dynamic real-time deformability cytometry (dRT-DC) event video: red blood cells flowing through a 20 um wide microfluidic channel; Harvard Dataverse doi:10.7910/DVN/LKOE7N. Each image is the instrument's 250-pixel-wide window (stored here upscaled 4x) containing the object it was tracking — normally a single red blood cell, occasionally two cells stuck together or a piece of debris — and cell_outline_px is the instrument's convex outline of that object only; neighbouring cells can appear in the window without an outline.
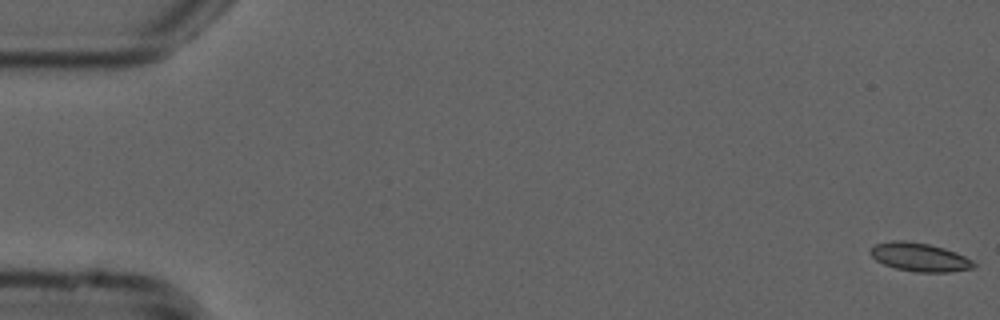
{"species": "common noctule bat (a hibernating species)", "species_latin": "Nyctalus noctula", "temperature_condition": "cold", "stored_images_in_passage": 54, "camera_frame_rate_fps": 3000, "um_per_image_px": 0.085, "animal": {"sex": "male", "forearm_length_mm": 52.5}, "frame": {"image": 1, "passage_image": 1, "time_ms": 0.0, "image_size_px": [1000, 320], "cell_outline_px": [[976, 264], [972, 268], [948, 272], [916, 272], [896, 268], [884, 264], [876, 260], [868, 252], [876, 244], [892, 240], [908, 240], [928, 244], [944, 248], [956, 252], [972, 260]], "centroid_in_image_um": [78.15, 21.85], "position_along_channel_um": 6.8, "area_um2": 17.11}}
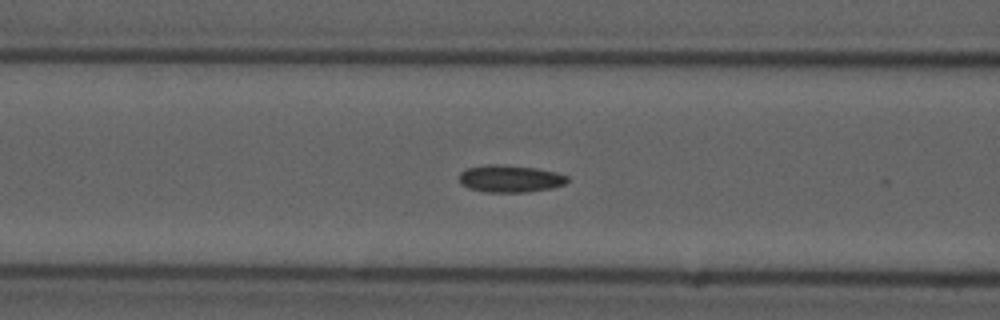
{"frame": {"image": 2, "passage_image": 22, "time_ms": 7.0, "image_size_px": [1000, 320], "cell_outline_px": [[568, 180], [564, 184], [552, 188], [528, 192], [488, 192], [468, 188], [460, 184], [460, 172], [468, 168], [484, 164], [500, 164], [540, 168], [556, 172], [568, 176]], "centroid_in_image_um": [43.36, 15.18], "position_along_channel_um": 123.2, "area_um2": 17.34}}
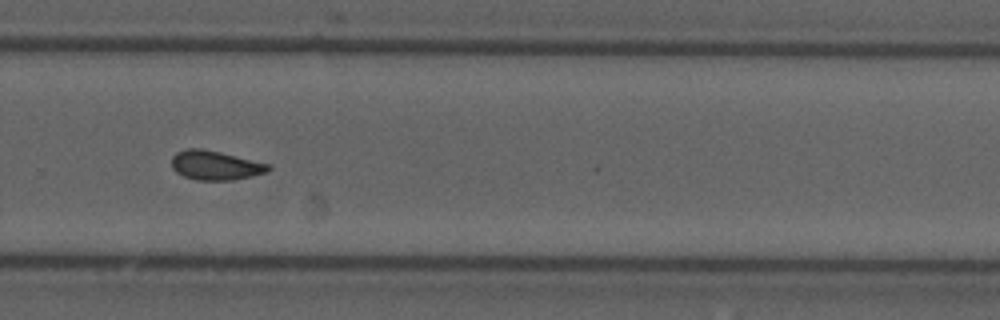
{"frame": {"image": 3, "passage_image": 37, "time_ms": 12.0, "image_size_px": [1000, 320], "cell_outline_px": [[272, 168], [268, 172], [252, 176], [232, 180], [196, 180], [184, 176], [176, 172], [172, 168], [172, 156], [176, 152], [188, 148], [200, 148], [220, 152], [268, 164]], "centroid_in_image_um": [18.29, 14.05], "position_along_channel_um": 311.5, "area_um2": 16.42}, "authors_computed_cell_mechanics": {"area_um2": 16.5308, "velocity_mm_per_s": 3.7771, "shape_relaxation_time_tau1_ms": null, "shape_relaxation_time_tau2_ms": 3.4358, "deformation_change_tau1": null, "deformation_change_tau2": 0.0893}}